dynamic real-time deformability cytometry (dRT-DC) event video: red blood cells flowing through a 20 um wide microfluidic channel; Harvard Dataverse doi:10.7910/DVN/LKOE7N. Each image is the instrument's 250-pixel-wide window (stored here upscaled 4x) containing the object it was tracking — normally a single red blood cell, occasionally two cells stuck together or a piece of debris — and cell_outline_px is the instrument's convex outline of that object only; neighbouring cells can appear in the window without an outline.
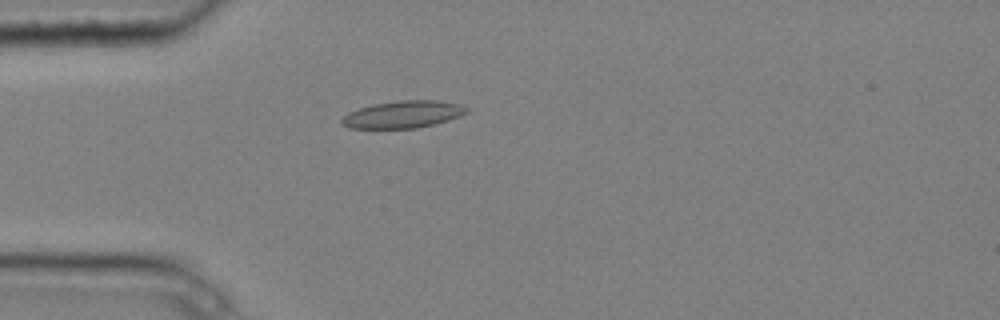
{"species": "common noctule bat (a hibernating species)", "species_latin": "Nyctalus noctula", "temperature_condition": "cold", "stored_images_in_passage": 2, "camera_frame_rate_fps": 3000, "um_per_image_px": 0.085, "animal": {"sex": "male", "body_mass_g": 20.4}, "frame": {"image": 1, "passage_image": 2, "time_ms": 0.333, "image_size_px": [1000, 320], "cell_outline_px": [[468, 112], [460, 116], [448, 120], [416, 128], [348, 128], [340, 124], [340, 120], [348, 112], [360, 108], [376, 104], [400, 100], [436, 100], [460, 104], [468, 108]], "centroid_in_image_um": [34.25, 9.72], "position_along_channel_um": 50.8, "area_um2": 19.65}}